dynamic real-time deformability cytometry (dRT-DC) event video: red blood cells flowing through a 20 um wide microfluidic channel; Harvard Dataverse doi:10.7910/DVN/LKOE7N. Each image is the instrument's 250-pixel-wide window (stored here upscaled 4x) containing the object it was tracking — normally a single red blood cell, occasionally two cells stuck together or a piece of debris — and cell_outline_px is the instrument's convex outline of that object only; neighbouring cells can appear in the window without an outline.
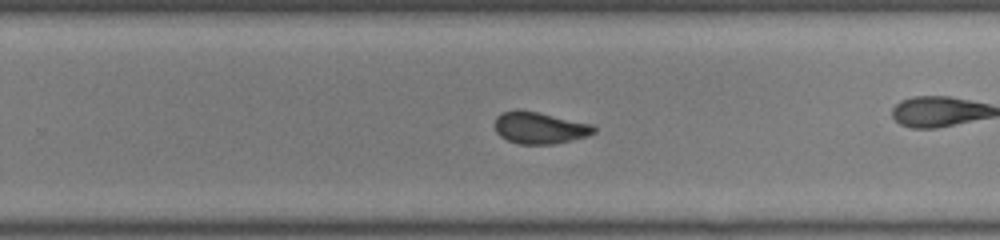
{"species": "common noctule bat (a hibernating species)", "species_latin": "Nyctalus noctula", "temperature_condition": "room temperature", "stored_images_in_passage": 45, "camera_frame_rate_fps": 3000, "um_per_image_px": 0.085, "animal": {"sex": "male", "body_mass_g": 19.0, "forearm_length_mm": 50.8}, "frame": {"image": 1, "passage_image": 26, "time_ms": 8.333, "image_size_px": [1000, 240], "cell_outline_px": [[596, 132], [588, 136], [552, 144], [520, 144], [508, 140], [500, 136], [496, 132], [496, 116], [500, 112], [516, 108], [536, 112], [592, 124], [596, 128]], "centroid_in_image_um": [45.85, 10.85], "position_along_channel_um": 284.0, "area_um2": 18.32}, "authors_computed_cell_mechanics": {"area_um2": 18.8428, "velocity_mm_per_s": 3.9774, "shape_relaxation_time_tau1_ms": null, "shape_relaxation_time_tau2_ms": 0.9893, "deformation_change_tau1": null, "deformation_change_tau2": 0.0546}}